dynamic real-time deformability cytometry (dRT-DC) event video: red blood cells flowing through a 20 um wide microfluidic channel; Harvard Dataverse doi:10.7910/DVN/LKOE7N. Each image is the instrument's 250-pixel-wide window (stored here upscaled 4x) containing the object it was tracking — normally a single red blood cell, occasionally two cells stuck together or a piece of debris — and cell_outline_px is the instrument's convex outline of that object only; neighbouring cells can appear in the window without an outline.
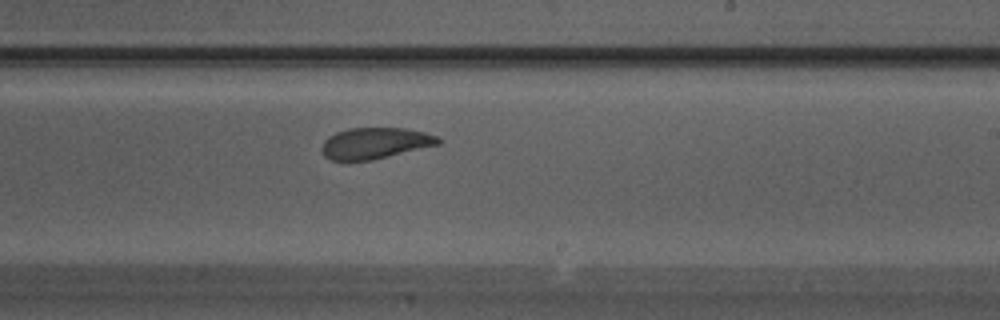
{"species": "Egyptian fruit bat (a non-hibernating species)", "species_latin": "Rousettus aegyptiacus", "temperature_condition": "warm", "stored_images_in_passage": 24, "camera_frame_rate_fps": 3000, "um_per_image_px": 0.085, "animal": {"sex": "male"}, "frame": {"image": 1, "passage_image": 11, "time_ms": 3.333, "image_size_px": [1000, 320], "cell_outline_px": [[444, 140], [440, 144], [372, 160], [348, 164], [332, 160], [324, 156], [320, 148], [324, 140], [328, 136], [336, 132], [348, 128], [404, 128], [424, 132], [436, 136]], "centroid_in_image_um": [31.81, 12.21], "position_along_channel_um": 257.2, "area_um2": 21.79}}
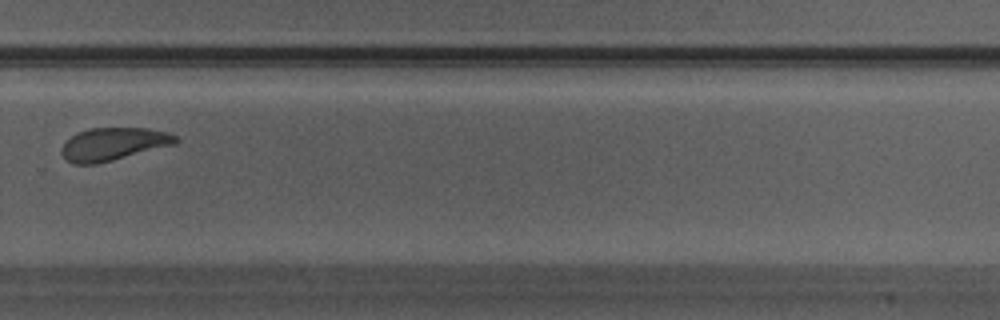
{"frame": {"image": 2, "passage_image": 14, "time_ms": 4.333, "image_size_px": [1000, 320], "cell_outline_px": [[180, 140], [176, 144], [96, 164], [72, 164], [60, 152], [60, 148], [76, 132], [88, 128], [148, 128], [168, 132], [176, 136]], "centroid_in_image_um": [9.64, 12.23], "position_along_channel_um": 320.2, "area_um2": 21.79}}